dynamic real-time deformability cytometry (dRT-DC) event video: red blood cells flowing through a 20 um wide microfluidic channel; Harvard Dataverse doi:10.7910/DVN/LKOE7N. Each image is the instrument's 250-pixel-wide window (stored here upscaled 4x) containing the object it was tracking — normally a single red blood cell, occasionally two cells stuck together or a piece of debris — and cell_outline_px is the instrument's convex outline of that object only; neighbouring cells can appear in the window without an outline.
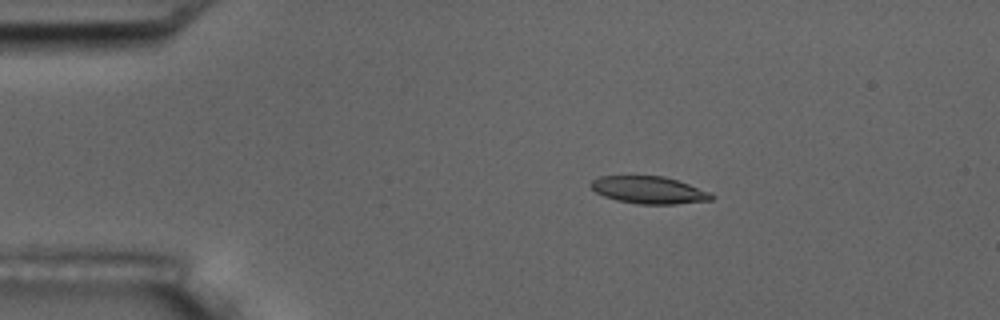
{"species": "common noctule bat (a hibernating species)", "species_latin": "Nyctalus noctula", "temperature_condition": "room temperature", "stored_images_in_passage": 10, "camera_frame_rate_fps": 3000, "um_per_image_px": 0.085, "animal": {"sex": "male", "body_mass_g": 17.5, "forearm_length_mm": 52.3}, "frame": {"image": 1, "passage_image": 4, "time_ms": 3.333, "image_size_px": [1000, 320], "cell_outline_px": [[716, 196], [712, 200], [676, 204], [640, 204], [616, 200], [604, 196], [596, 192], [588, 184], [592, 180], [600, 176], [664, 176], [712, 192]], "centroid_in_image_um": [55.18, 16.15], "position_along_channel_um": 29.8, "area_um2": 19.25}}
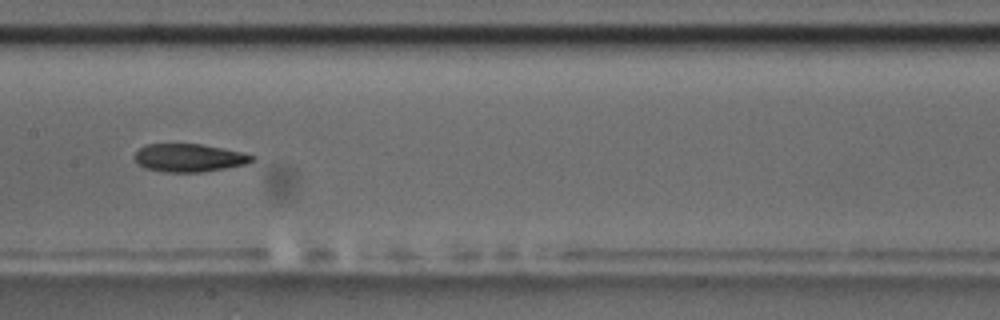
{"frame": {"image": 2, "passage_image": 9, "time_ms": 9.333, "image_size_px": [1000, 320], "cell_outline_px": [[256, 156], [252, 160], [244, 164], [224, 168], [200, 172], [164, 172], [144, 168], [132, 156], [144, 144], [200, 144], [244, 152]], "centroid_in_image_um": [16.04, 13.41], "position_along_channel_um": 191.4, "area_um2": 19.07}}
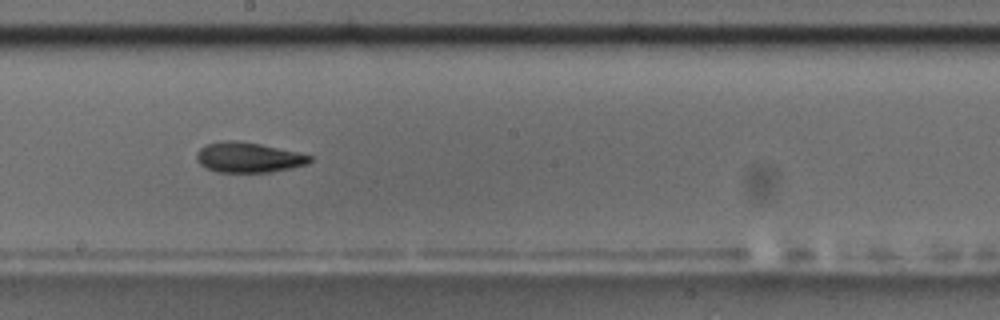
{"frame": {"image": 3, "passage_image": 10, "time_ms": 10.333, "image_size_px": [1000, 320], "cell_outline_px": [[312, 160], [308, 164], [272, 172], [216, 172], [200, 164], [196, 160], [196, 152], [204, 144], [224, 140], [236, 140], [260, 144], [296, 152], [312, 156]], "centroid_in_image_um": [21.08, 13.38], "position_along_channel_um": 227.1, "area_um2": 19.94}}